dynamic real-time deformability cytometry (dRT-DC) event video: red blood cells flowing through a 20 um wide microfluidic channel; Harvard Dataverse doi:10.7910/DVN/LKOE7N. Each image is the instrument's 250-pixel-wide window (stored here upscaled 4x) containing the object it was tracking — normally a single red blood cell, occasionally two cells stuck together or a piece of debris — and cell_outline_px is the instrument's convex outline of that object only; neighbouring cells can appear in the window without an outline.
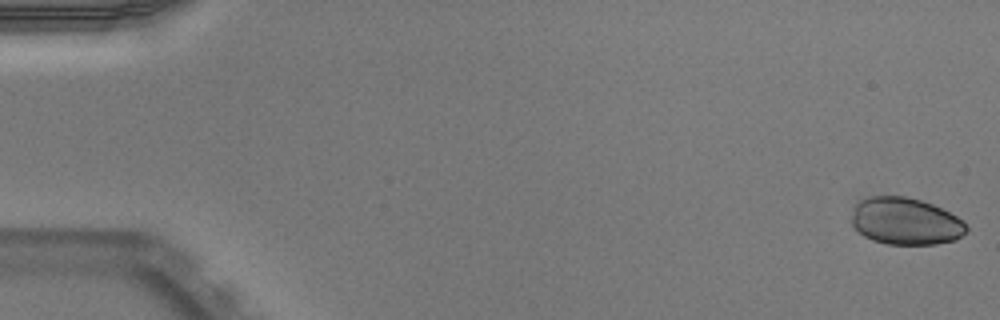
{"species": "Egyptian fruit bat (a non-hibernating species)", "species_latin": "Rousettus aegyptiacus", "temperature_condition": "warm", "stored_images_in_passage": 50, "camera_frame_rate_fps": 3000, "um_per_image_px": 0.085, "animal": {"sex": "male"}, "frame": {"image": 1, "passage_image": 1, "time_ms": 0.0, "image_size_px": [1000, 320], "cell_outline_px": [[968, 228], [956, 240], [936, 244], [888, 244], [872, 240], [864, 236], [852, 224], [852, 216], [856, 204], [860, 200], [872, 196], [908, 196], [932, 204], [964, 220]], "centroid_in_image_um": [76.98, 18.8], "position_along_channel_um": 8.0, "area_um2": 31.33}}
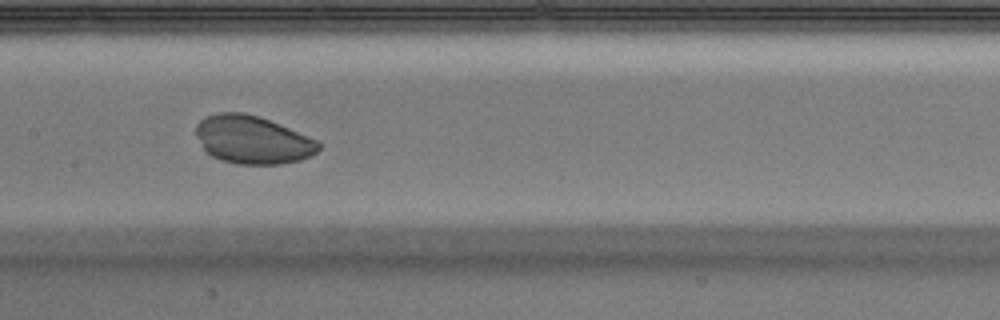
{"frame": {"image": 2, "passage_image": 26, "time_ms": 8.333, "image_size_px": [1000, 320], "cell_outline_px": [[320, 148], [316, 152], [300, 160], [280, 164], [236, 164], [220, 160], [212, 156], [204, 148], [196, 136], [196, 124], [200, 120], [208, 116], [220, 112], [244, 112], [260, 116], [316, 140], [320, 144]], "centroid_in_image_um": [21.44, 11.88], "position_along_channel_um": 186.0, "area_um2": 34.04}}
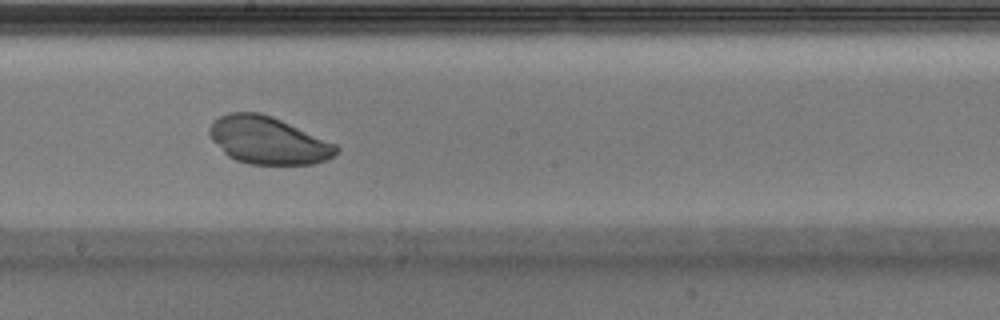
{"frame": {"image": 3, "passage_image": 29, "time_ms": 9.333, "image_size_px": [1000, 320], "cell_outline_px": [[340, 152], [328, 160], [312, 164], [248, 164], [236, 160], [228, 156], [212, 140], [208, 132], [208, 128], [212, 120], [228, 112], [260, 112], [272, 116], [336, 144], [340, 148]], "centroid_in_image_um": [22.78, 11.93], "position_along_channel_um": 225.4, "area_um2": 35.2}}